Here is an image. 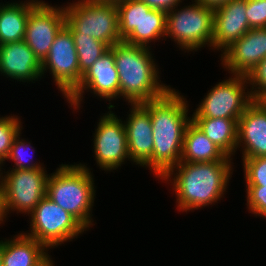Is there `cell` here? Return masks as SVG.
<instances>
[{
	"mask_svg": "<svg viewBox=\"0 0 266 266\" xmlns=\"http://www.w3.org/2000/svg\"><path fill=\"white\" fill-rule=\"evenodd\" d=\"M246 186L266 185V156L242 158Z\"/></svg>",
	"mask_w": 266,
	"mask_h": 266,
	"instance_id": "27",
	"label": "cell"
},
{
	"mask_svg": "<svg viewBox=\"0 0 266 266\" xmlns=\"http://www.w3.org/2000/svg\"><path fill=\"white\" fill-rule=\"evenodd\" d=\"M78 55L80 73L83 75L110 47L91 36L72 35Z\"/></svg>",
	"mask_w": 266,
	"mask_h": 266,
	"instance_id": "24",
	"label": "cell"
},
{
	"mask_svg": "<svg viewBox=\"0 0 266 266\" xmlns=\"http://www.w3.org/2000/svg\"><path fill=\"white\" fill-rule=\"evenodd\" d=\"M191 121L228 157L237 151L238 122L226 118H191Z\"/></svg>",
	"mask_w": 266,
	"mask_h": 266,
	"instance_id": "23",
	"label": "cell"
},
{
	"mask_svg": "<svg viewBox=\"0 0 266 266\" xmlns=\"http://www.w3.org/2000/svg\"><path fill=\"white\" fill-rule=\"evenodd\" d=\"M246 11L251 29L266 28V0H247Z\"/></svg>",
	"mask_w": 266,
	"mask_h": 266,
	"instance_id": "30",
	"label": "cell"
},
{
	"mask_svg": "<svg viewBox=\"0 0 266 266\" xmlns=\"http://www.w3.org/2000/svg\"><path fill=\"white\" fill-rule=\"evenodd\" d=\"M95 191L93 176L86 165L62 164L49 175L46 196L88 229L94 221L91 214Z\"/></svg>",
	"mask_w": 266,
	"mask_h": 266,
	"instance_id": "4",
	"label": "cell"
},
{
	"mask_svg": "<svg viewBox=\"0 0 266 266\" xmlns=\"http://www.w3.org/2000/svg\"><path fill=\"white\" fill-rule=\"evenodd\" d=\"M48 69L58 90L65 98L78 87L82 80L83 75L79 69L74 38L66 26L58 32L48 56L42 62V75Z\"/></svg>",
	"mask_w": 266,
	"mask_h": 266,
	"instance_id": "11",
	"label": "cell"
},
{
	"mask_svg": "<svg viewBox=\"0 0 266 266\" xmlns=\"http://www.w3.org/2000/svg\"><path fill=\"white\" fill-rule=\"evenodd\" d=\"M29 215L31 233L24 234L42 243L47 249L72 241L87 230L75 217L47 196Z\"/></svg>",
	"mask_w": 266,
	"mask_h": 266,
	"instance_id": "8",
	"label": "cell"
},
{
	"mask_svg": "<svg viewBox=\"0 0 266 266\" xmlns=\"http://www.w3.org/2000/svg\"><path fill=\"white\" fill-rule=\"evenodd\" d=\"M232 77L212 87L191 118H226L238 122L254 99L251 91L246 90L247 76L232 74Z\"/></svg>",
	"mask_w": 266,
	"mask_h": 266,
	"instance_id": "9",
	"label": "cell"
},
{
	"mask_svg": "<svg viewBox=\"0 0 266 266\" xmlns=\"http://www.w3.org/2000/svg\"><path fill=\"white\" fill-rule=\"evenodd\" d=\"M265 58L266 28L250 29L221 54L223 68L230 70L231 74L244 76H248Z\"/></svg>",
	"mask_w": 266,
	"mask_h": 266,
	"instance_id": "15",
	"label": "cell"
},
{
	"mask_svg": "<svg viewBox=\"0 0 266 266\" xmlns=\"http://www.w3.org/2000/svg\"><path fill=\"white\" fill-rule=\"evenodd\" d=\"M195 3L167 12L166 37L182 50L197 51L205 45L212 47L214 9ZM181 46V47H180Z\"/></svg>",
	"mask_w": 266,
	"mask_h": 266,
	"instance_id": "6",
	"label": "cell"
},
{
	"mask_svg": "<svg viewBox=\"0 0 266 266\" xmlns=\"http://www.w3.org/2000/svg\"><path fill=\"white\" fill-rule=\"evenodd\" d=\"M90 90L100 98L109 100L108 109L115 106L110 101L119 98V76L115 66L113 50L110 48L83 74L78 87L66 98L73 109H80L83 93ZM82 97V98H81Z\"/></svg>",
	"mask_w": 266,
	"mask_h": 266,
	"instance_id": "14",
	"label": "cell"
},
{
	"mask_svg": "<svg viewBox=\"0 0 266 266\" xmlns=\"http://www.w3.org/2000/svg\"><path fill=\"white\" fill-rule=\"evenodd\" d=\"M0 74L20 82H33L42 77V63L24 40L3 44L0 45Z\"/></svg>",
	"mask_w": 266,
	"mask_h": 266,
	"instance_id": "19",
	"label": "cell"
},
{
	"mask_svg": "<svg viewBox=\"0 0 266 266\" xmlns=\"http://www.w3.org/2000/svg\"><path fill=\"white\" fill-rule=\"evenodd\" d=\"M200 4L206 5L211 8H216L220 5L226 4L229 0H194Z\"/></svg>",
	"mask_w": 266,
	"mask_h": 266,
	"instance_id": "33",
	"label": "cell"
},
{
	"mask_svg": "<svg viewBox=\"0 0 266 266\" xmlns=\"http://www.w3.org/2000/svg\"><path fill=\"white\" fill-rule=\"evenodd\" d=\"M227 155L219 149L192 121L184 132L180 162L223 161Z\"/></svg>",
	"mask_w": 266,
	"mask_h": 266,
	"instance_id": "20",
	"label": "cell"
},
{
	"mask_svg": "<svg viewBox=\"0 0 266 266\" xmlns=\"http://www.w3.org/2000/svg\"><path fill=\"white\" fill-rule=\"evenodd\" d=\"M21 132L18 133V135L14 138L12 146L10 148L9 154L5 160H12L14 161V167L11 169H38V168H44L43 165L39 162L33 163L32 158L28 159L26 152L28 151V148L31 149L33 146H31V143L26 141L24 139H20ZM28 154V153H27ZM41 164V165H40Z\"/></svg>",
	"mask_w": 266,
	"mask_h": 266,
	"instance_id": "26",
	"label": "cell"
},
{
	"mask_svg": "<svg viewBox=\"0 0 266 266\" xmlns=\"http://www.w3.org/2000/svg\"><path fill=\"white\" fill-rule=\"evenodd\" d=\"M180 94L170 88L160 98L150 100L154 144L152 158L143 167L153 171L158 179L181 161L184 132L191 117L188 101Z\"/></svg>",
	"mask_w": 266,
	"mask_h": 266,
	"instance_id": "1",
	"label": "cell"
},
{
	"mask_svg": "<svg viewBox=\"0 0 266 266\" xmlns=\"http://www.w3.org/2000/svg\"><path fill=\"white\" fill-rule=\"evenodd\" d=\"M1 169H3V168H2V164L0 163V171H1L2 174H3V171H2ZM1 172H0V174H1Z\"/></svg>",
	"mask_w": 266,
	"mask_h": 266,
	"instance_id": "36",
	"label": "cell"
},
{
	"mask_svg": "<svg viewBox=\"0 0 266 266\" xmlns=\"http://www.w3.org/2000/svg\"><path fill=\"white\" fill-rule=\"evenodd\" d=\"M247 78L252 87L250 91L253 99L266 100V58L249 73Z\"/></svg>",
	"mask_w": 266,
	"mask_h": 266,
	"instance_id": "28",
	"label": "cell"
},
{
	"mask_svg": "<svg viewBox=\"0 0 266 266\" xmlns=\"http://www.w3.org/2000/svg\"><path fill=\"white\" fill-rule=\"evenodd\" d=\"M247 207L255 216L266 217V185L246 186Z\"/></svg>",
	"mask_w": 266,
	"mask_h": 266,
	"instance_id": "29",
	"label": "cell"
},
{
	"mask_svg": "<svg viewBox=\"0 0 266 266\" xmlns=\"http://www.w3.org/2000/svg\"><path fill=\"white\" fill-rule=\"evenodd\" d=\"M131 105V111L124 122L127 134L130 160L144 166L153 153V134L150 118V101Z\"/></svg>",
	"mask_w": 266,
	"mask_h": 266,
	"instance_id": "16",
	"label": "cell"
},
{
	"mask_svg": "<svg viewBox=\"0 0 266 266\" xmlns=\"http://www.w3.org/2000/svg\"><path fill=\"white\" fill-rule=\"evenodd\" d=\"M8 214L9 213H8V209H7V206H6L4 188L2 186V182H1V179H0V224L3 223L6 220V217H7Z\"/></svg>",
	"mask_w": 266,
	"mask_h": 266,
	"instance_id": "32",
	"label": "cell"
},
{
	"mask_svg": "<svg viewBox=\"0 0 266 266\" xmlns=\"http://www.w3.org/2000/svg\"><path fill=\"white\" fill-rule=\"evenodd\" d=\"M0 266H3V240L0 241Z\"/></svg>",
	"mask_w": 266,
	"mask_h": 266,
	"instance_id": "35",
	"label": "cell"
},
{
	"mask_svg": "<svg viewBox=\"0 0 266 266\" xmlns=\"http://www.w3.org/2000/svg\"><path fill=\"white\" fill-rule=\"evenodd\" d=\"M151 9L160 10L163 12H169L173 10L177 5H180L181 0H140Z\"/></svg>",
	"mask_w": 266,
	"mask_h": 266,
	"instance_id": "31",
	"label": "cell"
},
{
	"mask_svg": "<svg viewBox=\"0 0 266 266\" xmlns=\"http://www.w3.org/2000/svg\"><path fill=\"white\" fill-rule=\"evenodd\" d=\"M109 111L100 117L93 138L96 163L104 171L116 170L130 159L124 122Z\"/></svg>",
	"mask_w": 266,
	"mask_h": 266,
	"instance_id": "12",
	"label": "cell"
},
{
	"mask_svg": "<svg viewBox=\"0 0 266 266\" xmlns=\"http://www.w3.org/2000/svg\"><path fill=\"white\" fill-rule=\"evenodd\" d=\"M118 28L127 43L150 47L149 43L166 35L167 13L151 9L140 0H115Z\"/></svg>",
	"mask_w": 266,
	"mask_h": 266,
	"instance_id": "7",
	"label": "cell"
},
{
	"mask_svg": "<svg viewBox=\"0 0 266 266\" xmlns=\"http://www.w3.org/2000/svg\"><path fill=\"white\" fill-rule=\"evenodd\" d=\"M240 146L243 158L266 156V100H254L240 116L237 148Z\"/></svg>",
	"mask_w": 266,
	"mask_h": 266,
	"instance_id": "18",
	"label": "cell"
},
{
	"mask_svg": "<svg viewBox=\"0 0 266 266\" xmlns=\"http://www.w3.org/2000/svg\"><path fill=\"white\" fill-rule=\"evenodd\" d=\"M65 26L64 7L38 1L29 12L24 41L42 63L58 32Z\"/></svg>",
	"mask_w": 266,
	"mask_h": 266,
	"instance_id": "13",
	"label": "cell"
},
{
	"mask_svg": "<svg viewBox=\"0 0 266 266\" xmlns=\"http://www.w3.org/2000/svg\"><path fill=\"white\" fill-rule=\"evenodd\" d=\"M22 130L21 120L18 116L0 117V163L7 158L14 138Z\"/></svg>",
	"mask_w": 266,
	"mask_h": 266,
	"instance_id": "25",
	"label": "cell"
},
{
	"mask_svg": "<svg viewBox=\"0 0 266 266\" xmlns=\"http://www.w3.org/2000/svg\"><path fill=\"white\" fill-rule=\"evenodd\" d=\"M38 1L7 2L0 5V45L24 39L30 9Z\"/></svg>",
	"mask_w": 266,
	"mask_h": 266,
	"instance_id": "21",
	"label": "cell"
},
{
	"mask_svg": "<svg viewBox=\"0 0 266 266\" xmlns=\"http://www.w3.org/2000/svg\"><path fill=\"white\" fill-rule=\"evenodd\" d=\"M34 266H54L53 261L51 260V257L47 253L37 264Z\"/></svg>",
	"mask_w": 266,
	"mask_h": 266,
	"instance_id": "34",
	"label": "cell"
},
{
	"mask_svg": "<svg viewBox=\"0 0 266 266\" xmlns=\"http://www.w3.org/2000/svg\"><path fill=\"white\" fill-rule=\"evenodd\" d=\"M64 10L65 26L72 35L91 36L109 47L122 41L115 1L78 0L64 6Z\"/></svg>",
	"mask_w": 266,
	"mask_h": 266,
	"instance_id": "5",
	"label": "cell"
},
{
	"mask_svg": "<svg viewBox=\"0 0 266 266\" xmlns=\"http://www.w3.org/2000/svg\"><path fill=\"white\" fill-rule=\"evenodd\" d=\"M246 9L247 0H229L214 8L213 50L220 49L223 52L251 29Z\"/></svg>",
	"mask_w": 266,
	"mask_h": 266,
	"instance_id": "17",
	"label": "cell"
},
{
	"mask_svg": "<svg viewBox=\"0 0 266 266\" xmlns=\"http://www.w3.org/2000/svg\"><path fill=\"white\" fill-rule=\"evenodd\" d=\"M110 48L119 76V98L122 96L130 104L145 103L160 98L171 88L161 83L150 47L122 40Z\"/></svg>",
	"mask_w": 266,
	"mask_h": 266,
	"instance_id": "3",
	"label": "cell"
},
{
	"mask_svg": "<svg viewBox=\"0 0 266 266\" xmlns=\"http://www.w3.org/2000/svg\"><path fill=\"white\" fill-rule=\"evenodd\" d=\"M231 160L227 156L223 161L180 162L171 168L161 179L170 183L173 180L178 210L193 211L220 200L233 172Z\"/></svg>",
	"mask_w": 266,
	"mask_h": 266,
	"instance_id": "2",
	"label": "cell"
},
{
	"mask_svg": "<svg viewBox=\"0 0 266 266\" xmlns=\"http://www.w3.org/2000/svg\"><path fill=\"white\" fill-rule=\"evenodd\" d=\"M15 236L3 240V266H34L48 253L34 238L24 233Z\"/></svg>",
	"mask_w": 266,
	"mask_h": 266,
	"instance_id": "22",
	"label": "cell"
},
{
	"mask_svg": "<svg viewBox=\"0 0 266 266\" xmlns=\"http://www.w3.org/2000/svg\"><path fill=\"white\" fill-rule=\"evenodd\" d=\"M44 168L12 169L0 174L8 213L30 214L46 196L49 175ZM11 210V211H10Z\"/></svg>",
	"mask_w": 266,
	"mask_h": 266,
	"instance_id": "10",
	"label": "cell"
}]
</instances>
